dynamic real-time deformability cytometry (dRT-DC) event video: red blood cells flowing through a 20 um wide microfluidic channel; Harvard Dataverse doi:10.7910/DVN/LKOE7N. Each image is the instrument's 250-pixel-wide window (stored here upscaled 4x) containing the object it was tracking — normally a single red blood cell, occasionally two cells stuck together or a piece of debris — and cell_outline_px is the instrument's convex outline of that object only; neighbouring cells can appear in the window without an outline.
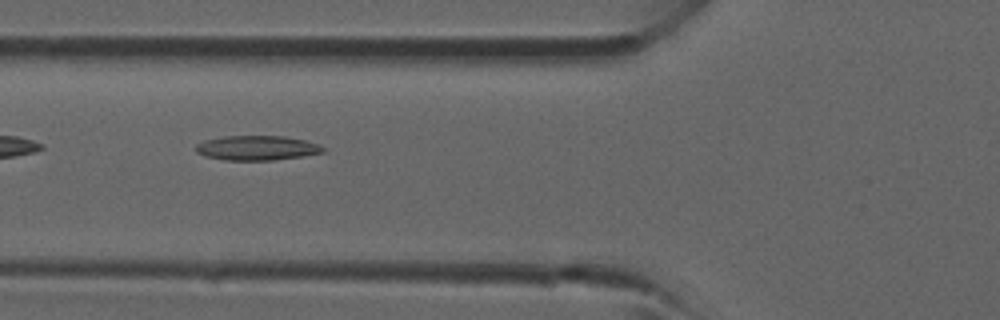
{"species": "common noctule bat (a hibernating species)", "species_latin": "Nyctalus noctula", "temperature_condition": "room temperature", "stored_images_in_passage": 6, "camera_frame_rate_fps": 3000, "um_per_image_px": 0.085, "animal": {"sex": "male", "forearm_length_mm": 52.5}, "frame": {"image": 1, "passage_image": 5, "time_ms": 4.667, "image_size_px": [1000, 320], "cell_outline_px": [[328, 148], [324, 152], [300, 156], [272, 160], [224, 160], [204, 156], [196, 152], [196, 144], [204, 140], [228, 136], [284, 136], [304, 140]], "centroid_in_image_um": [21.82, 12.57], "position_along_channel_um": 104.0, "area_um2": 18.15}}
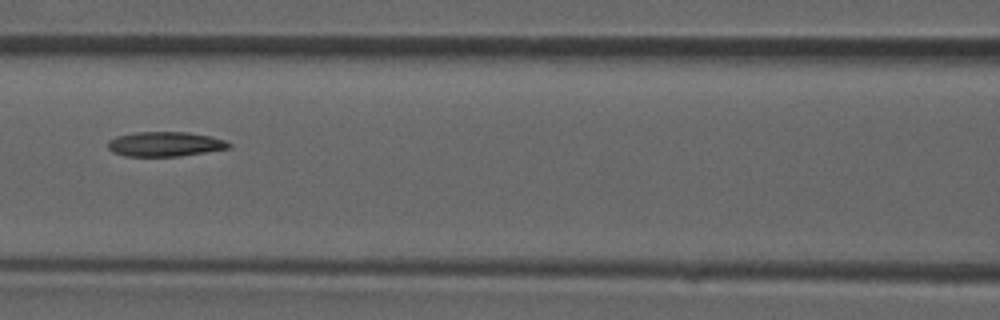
{"frame": {"image": 2, "passage_image": 6, "time_ms": 5.667, "image_size_px": [1000, 320], "cell_outline_px": [[232, 148], [180, 156], [124, 156], [112, 152], [108, 148], [108, 140], [116, 136], [136, 132], [188, 132], [212, 136], [224, 140], [232, 144]], "centroid_in_image_um": [14.04, 12.25], "position_along_channel_um": 152.6, "area_um2": 17.57}}